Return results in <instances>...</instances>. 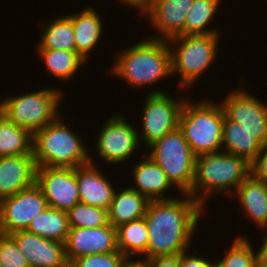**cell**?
<instances>
[{
	"label": "cell",
	"instance_id": "30bf717a",
	"mask_svg": "<svg viewBox=\"0 0 267 267\" xmlns=\"http://www.w3.org/2000/svg\"><path fill=\"white\" fill-rule=\"evenodd\" d=\"M139 132L122 114L111 116L105 121L96 138V155L110 164L128 162L140 148Z\"/></svg>",
	"mask_w": 267,
	"mask_h": 267
},
{
	"label": "cell",
	"instance_id": "74e56055",
	"mask_svg": "<svg viewBox=\"0 0 267 267\" xmlns=\"http://www.w3.org/2000/svg\"><path fill=\"white\" fill-rule=\"evenodd\" d=\"M266 233L264 234V239L262 241L261 247L258 251V262H267V229L263 230Z\"/></svg>",
	"mask_w": 267,
	"mask_h": 267
},
{
	"label": "cell",
	"instance_id": "d590c367",
	"mask_svg": "<svg viewBox=\"0 0 267 267\" xmlns=\"http://www.w3.org/2000/svg\"><path fill=\"white\" fill-rule=\"evenodd\" d=\"M145 267H180V254L141 258Z\"/></svg>",
	"mask_w": 267,
	"mask_h": 267
},
{
	"label": "cell",
	"instance_id": "277c9868",
	"mask_svg": "<svg viewBox=\"0 0 267 267\" xmlns=\"http://www.w3.org/2000/svg\"><path fill=\"white\" fill-rule=\"evenodd\" d=\"M58 116L33 134V156L37 167L76 168L90 163V153L81 136Z\"/></svg>",
	"mask_w": 267,
	"mask_h": 267
},
{
	"label": "cell",
	"instance_id": "e575fe53",
	"mask_svg": "<svg viewBox=\"0 0 267 267\" xmlns=\"http://www.w3.org/2000/svg\"><path fill=\"white\" fill-rule=\"evenodd\" d=\"M188 252L180 253V267H216V261H211V258L210 260L204 259V257L198 255L197 250L194 251L193 255H189Z\"/></svg>",
	"mask_w": 267,
	"mask_h": 267
},
{
	"label": "cell",
	"instance_id": "83f0119b",
	"mask_svg": "<svg viewBox=\"0 0 267 267\" xmlns=\"http://www.w3.org/2000/svg\"><path fill=\"white\" fill-rule=\"evenodd\" d=\"M33 154V134L0 113V157Z\"/></svg>",
	"mask_w": 267,
	"mask_h": 267
},
{
	"label": "cell",
	"instance_id": "8d00e7d4",
	"mask_svg": "<svg viewBox=\"0 0 267 267\" xmlns=\"http://www.w3.org/2000/svg\"><path fill=\"white\" fill-rule=\"evenodd\" d=\"M120 4L136 9L141 14L150 4L151 0H119ZM125 3V4H124Z\"/></svg>",
	"mask_w": 267,
	"mask_h": 267
},
{
	"label": "cell",
	"instance_id": "603a6c76",
	"mask_svg": "<svg viewBox=\"0 0 267 267\" xmlns=\"http://www.w3.org/2000/svg\"><path fill=\"white\" fill-rule=\"evenodd\" d=\"M262 144L242 126L224 115L222 151L235 154L252 163L261 151Z\"/></svg>",
	"mask_w": 267,
	"mask_h": 267
},
{
	"label": "cell",
	"instance_id": "7a4b0ae2",
	"mask_svg": "<svg viewBox=\"0 0 267 267\" xmlns=\"http://www.w3.org/2000/svg\"><path fill=\"white\" fill-rule=\"evenodd\" d=\"M109 72L131 88L153 86L172 76L171 50L168 41L148 36L119 51Z\"/></svg>",
	"mask_w": 267,
	"mask_h": 267
},
{
	"label": "cell",
	"instance_id": "cb8c5ba5",
	"mask_svg": "<svg viewBox=\"0 0 267 267\" xmlns=\"http://www.w3.org/2000/svg\"><path fill=\"white\" fill-rule=\"evenodd\" d=\"M49 21V24L40 23L43 33L35 48L76 51L72 20L67 15H63Z\"/></svg>",
	"mask_w": 267,
	"mask_h": 267
},
{
	"label": "cell",
	"instance_id": "d6986e66",
	"mask_svg": "<svg viewBox=\"0 0 267 267\" xmlns=\"http://www.w3.org/2000/svg\"><path fill=\"white\" fill-rule=\"evenodd\" d=\"M141 162L133 164L132 177L134 183L130 187L151 200H169L172 196H165L174 186L168 180L165 172L156 164L148 153ZM166 192V193H165Z\"/></svg>",
	"mask_w": 267,
	"mask_h": 267
},
{
	"label": "cell",
	"instance_id": "44dd1931",
	"mask_svg": "<svg viewBox=\"0 0 267 267\" xmlns=\"http://www.w3.org/2000/svg\"><path fill=\"white\" fill-rule=\"evenodd\" d=\"M234 196L246 219L253 220L261 230L267 229V183L250 174L236 189Z\"/></svg>",
	"mask_w": 267,
	"mask_h": 267
},
{
	"label": "cell",
	"instance_id": "f546056e",
	"mask_svg": "<svg viewBox=\"0 0 267 267\" xmlns=\"http://www.w3.org/2000/svg\"><path fill=\"white\" fill-rule=\"evenodd\" d=\"M249 241L247 237L238 234L225 250L223 259L216 261V267H257L258 251Z\"/></svg>",
	"mask_w": 267,
	"mask_h": 267
},
{
	"label": "cell",
	"instance_id": "1f68e13d",
	"mask_svg": "<svg viewBox=\"0 0 267 267\" xmlns=\"http://www.w3.org/2000/svg\"><path fill=\"white\" fill-rule=\"evenodd\" d=\"M0 267H30L10 234H0Z\"/></svg>",
	"mask_w": 267,
	"mask_h": 267
},
{
	"label": "cell",
	"instance_id": "6da1fadb",
	"mask_svg": "<svg viewBox=\"0 0 267 267\" xmlns=\"http://www.w3.org/2000/svg\"><path fill=\"white\" fill-rule=\"evenodd\" d=\"M204 212V207L189 194L149 201L144 216L149 231L147 258L190 251Z\"/></svg>",
	"mask_w": 267,
	"mask_h": 267
},
{
	"label": "cell",
	"instance_id": "4316f807",
	"mask_svg": "<svg viewBox=\"0 0 267 267\" xmlns=\"http://www.w3.org/2000/svg\"><path fill=\"white\" fill-rule=\"evenodd\" d=\"M116 229L118 250L125 257L134 259L136 255H144L143 258H147L149 231L144 217Z\"/></svg>",
	"mask_w": 267,
	"mask_h": 267
},
{
	"label": "cell",
	"instance_id": "d6a6232c",
	"mask_svg": "<svg viewBox=\"0 0 267 267\" xmlns=\"http://www.w3.org/2000/svg\"><path fill=\"white\" fill-rule=\"evenodd\" d=\"M127 259L118 250L108 254H91L76 258L69 263V267H121Z\"/></svg>",
	"mask_w": 267,
	"mask_h": 267
},
{
	"label": "cell",
	"instance_id": "ffe728a7",
	"mask_svg": "<svg viewBox=\"0 0 267 267\" xmlns=\"http://www.w3.org/2000/svg\"><path fill=\"white\" fill-rule=\"evenodd\" d=\"M71 20L74 30L76 52L86 61L90 60V52L103 36V24L101 15L93 7H85L80 12L66 14ZM100 39V40H99Z\"/></svg>",
	"mask_w": 267,
	"mask_h": 267
},
{
	"label": "cell",
	"instance_id": "484cf974",
	"mask_svg": "<svg viewBox=\"0 0 267 267\" xmlns=\"http://www.w3.org/2000/svg\"><path fill=\"white\" fill-rule=\"evenodd\" d=\"M26 231L64 244L70 231L67 212L48 206L31 221Z\"/></svg>",
	"mask_w": 267,
	"mask_h": 267
},
{
	"label": "cell",
	"instance_id": "9a60e30c",
	"mask_svg": "<svg viewBox=\"0 0 267 267\" xmlns=\"http://www.w3.org/2000/svg\"><path fill=\"white\" fill-rule=\"evenodd\" d=\"M193 0H151L141 16L150 20V26L156 33L151 38L168 41L184 36V23Z\"/></svg>",
	"mask_w": 267,
	"mask_h": 267
},
{
	"label": "cell",
	"instance_id": "ab89813d",
	"mask_svg": "<svg viewBox=\"0 0 267 267\" xmlns=\"http://www.w3.org/2000/svg\"><path fill=\"white\" fill-rule=\"evenodd\" d=\"M257 267H267V262H258Z\"/></svg>",
	"mask_w": 267,
	"mask_h": 267
},
{
	"label": "cell",
	"instance_id": "7c38bea8",
	"mask_svg": "<svg viewBox=\"0 0 267 267\" xmlns=\"http://www.w3.org/2000/svg\"><path fill=\"white\" fill-rule=\"evenodd\" d=\"M48 207L41 188L35 183L13 196L0 200V231L10 234L26 230L31 221Z\"/></svg>",
	"mask_w": 267,
	"mask_h": 267
},
{
	"label": "cell",
	"instance_id": "4dcf8cb0",
	"mask_svg": "<svg viewBox=\"0 0 267 267\" xmlns=\"http://www.w3.org/2000/svg\"><path fill=\"white\" fill-rule=\"evenodd\" d=\"M67 215L70 227L96 228L109 223L108 210L81 202L73 206Z\"/></svg>",
	"mask_w": 267,
	"mask_h": 267
},
{
	"label": "cell",
	"instance_id": "f1b7e54d",
	"mask_svg": "<svg viewBox=\"0 0 267 267\" xmlns=\"http://www.w3.org/2000/svg\"><path fill=\"white\" fill-rule=\"evenodd\" d=\"M221 3L222 0H193L185 19L184 36L220 34L218 30L210 29L209 26L211 21L215 20L213 18Z\"/></svg>",
	"mask_w": 267,
	"mask_h": 267
},
{
	"label": "cell",
	"instance_id": "7402d4cb",
	"mask_svg": "<svg viewBox=\"0 0 267 267\" xmlns=\"http://www.w3.org/2000/svg\"><path fill=\"white\" fill-rule=\"evenodd\" d=\"M117 191L116 187L108 209V221L113 227L117 228L145 216L149 200L144 195L127 186Z\"/></svg>",
	"mask_w": 267,
	"mask_h": 267
},
{
	"label": "cell",
	"instance_id": "3957f363",
	"mask_svg": "<svg viewBox=\"0 0 267 267\" xmlns=\"http://www.w3.org/2000/svg\"><path fill=\"white\" fill-rule=\"evenodd\" d=\"M250 174V163L235 154L221 151L200 155L195 160L194 181L188 194L205 207L213 195H233Z\"/></svg>",
	"mask_w": 267,
	"mask_h": 267
},
{
	"label": "cell",
	"instance_id": "8fae6325",
	"mask_svg": "<svg viewBox=\"0 0 267 267\" xmlns=\"http://www.w3.org/2000/svg\"><path fill=\"white\" fill-rule=\"evenodd\" d=\"M232 89L220 104L229 120L238 122L243 129L262 145L267 143V105L246 91L242 81ZM242 85V86H241Z\"/></svg>",
	"mask_w": 267,
	"mask_h": 267
},
{
	"label": "cell",
	"instance_id": "9c48e42d",
	"mask_svg": "<svg viewBox=\"0 0 267 267\" xmlns=\"http://www.w3.org/2000/svg\"><path fill=\"white\" fill-rule=\"evenodd\" d=\"M183 98L184 95L175 99L159 89L146 95L141 113V134L138 133L139 141L143 139L146 148L179 127L182 108L187 100Z\"/></svg>",
	"mask_w": 267,
	"mask_h": 267
},
{
	"label": "cell",
	"instance_id": "52a82bcc",
	"mask_svg": "<svg viewBox=\"0 0 267 267\" xmlns=\"http://www.w3.org/2000/svg\"><path fill=\"white\" fill-rule=\"evenodd\" d=\"M62 94L61 89L47 86L36 92L5 97L0 101V113L34 134L61 115L58 106L63 101Z\"/></svg>",
	"mask_w": 267,
	"mask_h": 267
},
{
	"label": "cell",
	"instance_id": "f35d334b",
	"mask_svg": "<svg viewBox=\"0 0 267 267\" xmlns=\"http://www.w3.org/2000/svg\"><path fill=\"white\" fill-rule=\"evenodd\" d=\"M121 267H145L144 261L138 257L136 261L132 258H128Z\"/></svg>",
	"mask_w": 267,
	"mask_h": 267
},
{
	"label": "cell",
	"instance_id": "d4e9b609",
	"mask_svg": "<svg viewBox=\"0 0 267 267\" xmlns=\"http://www.w3.org/2000/svg\"><path fill=\"white\" fill-rule=\"evenodd\" d=\"M36 53L44 60L45 68L58 80L70 81L82 65L88 64L76 51L36 49Z\"/></svg>",
	"mask_w": 267,
	"mask_h": 267
},
{
	"label": "cell",
	"instance_id": "2e32d148",
	"mask_svg": "<svg viewBox=\"0 0 267 267\" xmlns=\"http://www.w3.org/2000/svg\"><path fill=\"white\" fill-rule=\"evenodd\" d=\"M30 267H69L64 244L26 230L10 233Z\"/></svg>",
	"mask_w": 267,
	"mask_h": 267
},
{
	"label": "cell",
	"instance_id": "5bb4252c",
	"mask_svg": "<svg viewBox=\"0 0 267 267\" xmlns=\"http://www.w3.org/2000/svg\"><path fill=\"white\" fill-rule=\"evenodd\" d=\"M64 248L68 263L85 255L118 251L117 229L110 223L96 228L70 227Z\"/></svg>",
	"mask_w": 267,
	"mask_h": 267
},
{
	"label": "cell",
	"instance_id": "ba28073f",
	"mask_svg": "<svg viewBox=\"0 0 267 267\" xmlns=\"http://www.w3.org/2000/svg\"><path fill=\"white\" fill-rule=\"evenodd\" d=\"M149 149V157L165 172L168 180L181 194L191 191L195 176V160L183 132L179 127L168 132Z\"/></svg>",
	"mask_w": 267,
	"mask_h": 267
},
{
	"label": "cell",
	"instance_id": "e0dca14e",
	"mask_svg": "<svg viewBox=\"0 0 267 267\" xmlns=\"http://www.w3.org/2000/svg\"><path fill=\"white\" fill-rule=\"evenodd\" d=\"M90 155V163L75 168L80 202L108 210L116 191ZM98 167V169H97Z\"/></svg>",
	"mask_w": 267,
	"mask_h": 267
},
{
	"label": "cell",
	"instance_id": "5b68a950",
	"mask_svg": "<svg viewBox=\"0 0 267 267\" xmlns=\"http://www.w3.org/2000/svg\"><path fill=\"white\" fill-rule=\"evenodd\" d=\"M190 100L183 105L179 128L193 154L197 157L221 152L225 115L221 104L206 98L196 103Z\"/></svg>",
	"mask_w": 267,
	"mask_h": 267
},
{
	"label": "cell",
	"instance_id": "4fadbf2b",
	"mask_svg": "<svg viewBox=\"0 0 267 267\" xmlns=\"http://www.w3.org/2000/svg\"><path fill=\"white\" fill-rule=\"evenodd\" d=\"M36 184L49 207L68 212L80 202L75 168L37 167Z\"/></svg>",
	"mask_w": 267,
	"mask_h": 267
},
{
	"label": "cell",
	"instance_id": "ac0fdd59",
	"mask_svg": "<svg viewBox=\"0 0 267 267\" xmlns=\"http://www.w3.org/2000/svg\"><path fill=\"white\" fill-rule=\"evenodd\" d=\"M33 154L0 157V200L36 183Z\"/></svg>",
	"mask_w": 267,
	"mask_h": 267
},
{
	"label": "cell",
	"instance_id": "836d02e7",
	"mask_svg": "<svg viewBox=\"0 0 267 267\" xmlns=\"http://www.w3.org/2000/svg\"><path fill=\"white\" fill-rule=\"evenodd\" d=\"M250 168L254 178L267 183V143L262 145L261 151L250 164Z\"/></svg>",
	"mask_w": 267,
	"mask_h": 267
},
{
	"label": "cell",
	"instance_id": "8992f818",
	"mask_svg": "<svg viewBox=\"0 0 267 267\" xmlns=\"http://www.w3.org/2000/svg\"><path fill=\"white\" fill-rule=\"evenodd\" d=\"M221 34L177 36L168 40L172 76L180 75L179 88L187 90L216 61ZM173 45V47H172ZM201 76V77H200Z\"/></svg>",
	"mask_w": 267,
	"mask_h": 267
}]
</instances>
